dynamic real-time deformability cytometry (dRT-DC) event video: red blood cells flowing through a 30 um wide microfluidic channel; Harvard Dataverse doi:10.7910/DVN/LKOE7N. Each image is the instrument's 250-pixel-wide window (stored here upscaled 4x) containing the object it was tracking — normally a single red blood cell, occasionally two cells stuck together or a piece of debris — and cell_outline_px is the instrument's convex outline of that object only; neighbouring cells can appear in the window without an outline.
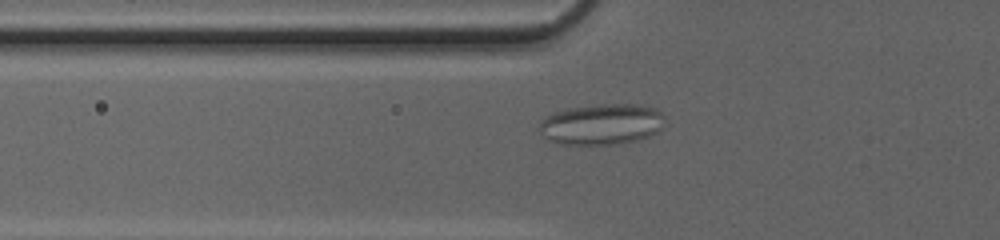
{"species": "common noctule bat (a hibernating species)", "species_latin": "Nyctalus noctula", "temperature_condition": "cold", "stored_images_in_passage": 35, "camera_frame_rate_fps": 3000, "um_per_image_px": 0.085, "animal": {"sex": "female", "body_mass_g": 20.0, "forearm_length_mm": 54.0}, "frame": {"image": 1, "passage_image": 3, "time_ms": 0.667, "image_size_px": [1000, 240], "cell_outline_px": [[664, 116], [660, 128], [656, 132], [632, 140], [616, 144], [560, 144], [548, 140], [540, 132], [540, 124], [552, 112], [572, 108], [600, 104], [636, 104], [656, 108]], "centroid_in_image_um": [51.11, 10.55], "position_along_channel_um": 74.7, "area_um2": 29.3}}
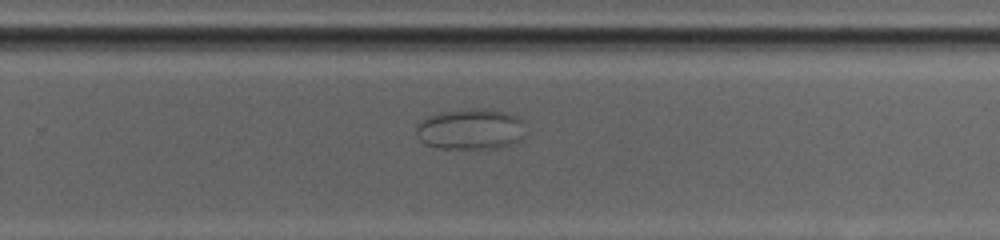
{"frame": {"image": 2, "passage_image": 19, "time_ms": 6.0, "image_size_px": [1000, 240], "cell_outline_px": [[524, 120], [520, 140], [500, 148], [436, 148], [424, 144], [420, 140], [416, 132], [416, 128], [428, 116], [440, 112], [480, 108], [484, 108], [504, 112], [516, 116]], "centroid_in_image_um": [39.99, 10.98], "position_along_channel_um": 289.8, "area_um2": 25.72}}
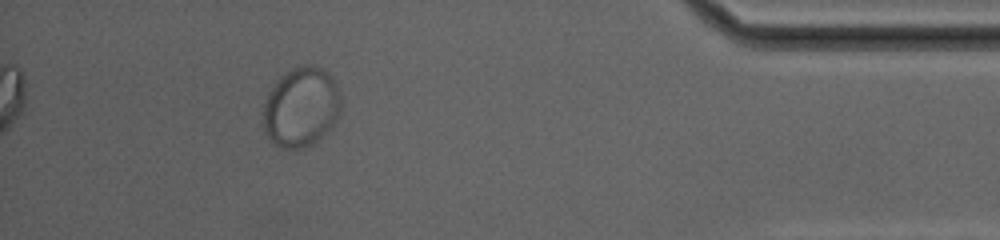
{"frame": {"image": 3, "passage_image": 31, "time_ms": 10.0, "image_size_px": [1000, 240], "cell_outline_px": [[340, 108], [332, 124], [312, 144], [300, 148], [284, 148], [276, 144], [264, 132], [264, 104], [272, 88], [280, 76], [292, 68], [304, 64], [308, 64], [320, 68], [328, 72], [336, 80], [340, 96]], "centroid_in_image_um": [25.6, 9.06], "position_along_channel_um": 409.6, "area_um2": 35.43}}